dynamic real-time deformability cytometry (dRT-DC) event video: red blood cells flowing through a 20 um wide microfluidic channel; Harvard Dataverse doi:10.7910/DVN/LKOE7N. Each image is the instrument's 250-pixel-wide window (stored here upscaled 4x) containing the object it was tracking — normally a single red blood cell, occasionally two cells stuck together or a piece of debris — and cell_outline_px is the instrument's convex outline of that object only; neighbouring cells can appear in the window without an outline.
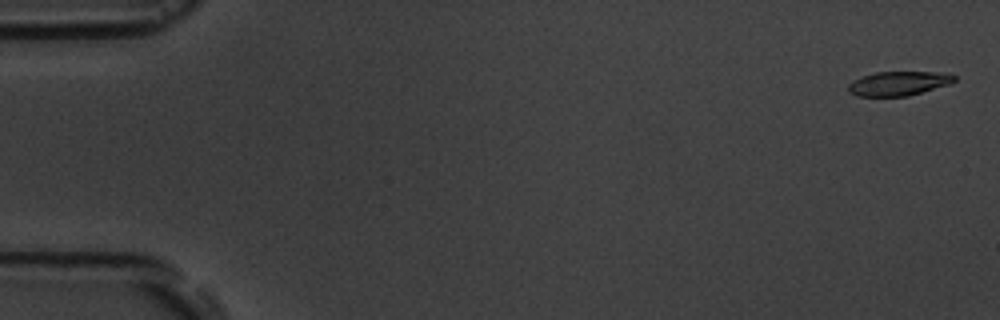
{"species": "common noctule bat (a hibernating species)", "species_latin": "Nyctalus noctula", "temperature_condition": "room temperature", "stored_images_in_passage": 16, "camera_frame_rate_fps": 3000, "um_per_image_px": 0.085, "animal": {"sex": "male", "body_mass_g": 19.5, "forearm_length_mm": 54.6}, "frame": {"image": 1, "passage_image": 1, "time_ms": 0.0, "image_size_px": [1000, 320], "cell_outline_px": [[956, 80], [948, 84], [908, 96], [856, 96], [848, 92], [848, 84], [864, 76], [876, 72], [936, 72], [956, 76]], "centroid_in_image_um": [76.35, 7.1], "position_along_channel_um": 8.7, "area_um2": 14.68}}
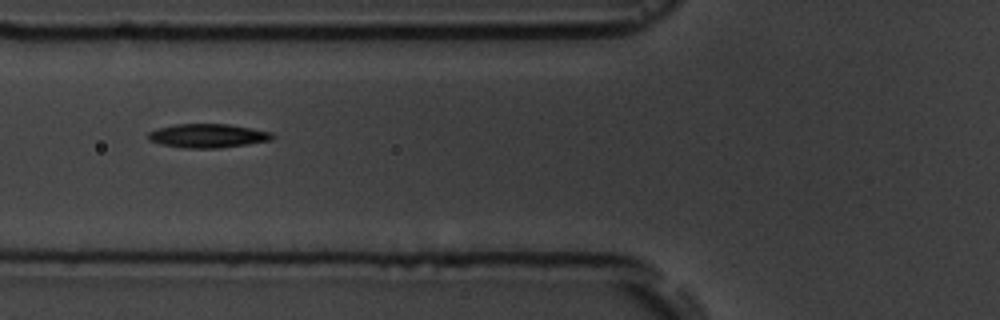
{"frame": {"image": 2, "passage_image": 7, "time_ms": 6.667, "image_size_px": [1000, 320], "cell_outline_px": [[276, 136], [272, 140], [220, 148], [184, 148], [160, 144], [148, 140], [148, 132], [156, 128], [176, 124], [228, 124], [252, 128], [272, 132]], "centroid_in_image_um": [17.66, 11.54], "position_along_channel_um": 108.1, "area_um2": 17.4}}
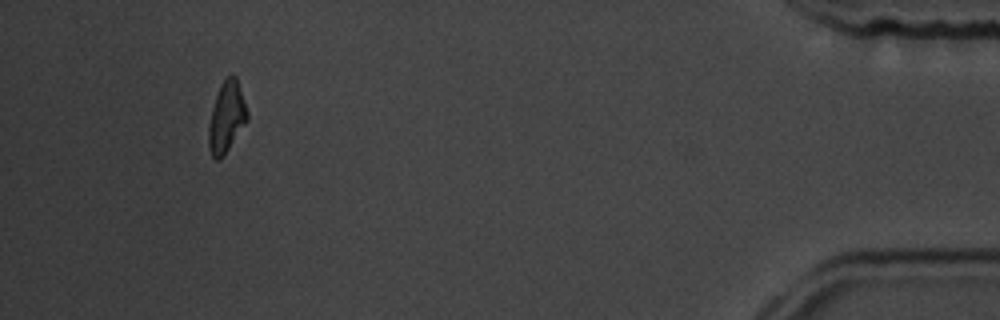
{"frame": {"image": 3, "passage_image": 15, "time_ms": 17.0, "image_size_px": [1000, 320], "cell_outline_px": [[248, 120], [224, 156], [220, 160], [216, 160], [212, 156], [208, 148], [208, 128], [212, 108], [220, 84], [232, 72], [236, 76], [248, 112]], "centroid_in_image_um": [19.25, 9.97], "position_along_channel_um": 415.9, "area_um2": 16.07}, "authors_computed_cell_mechanics": {"area_um2": 16.2996, "velocity_mm_per_s": 3.6448, "shape_relaxation_time_tau1_ms": 9.2986, "shape_relaxation_time_tau2_ms": null, "deformation_change_tau1": 0.2232, "deformation_change_tau2": null}}